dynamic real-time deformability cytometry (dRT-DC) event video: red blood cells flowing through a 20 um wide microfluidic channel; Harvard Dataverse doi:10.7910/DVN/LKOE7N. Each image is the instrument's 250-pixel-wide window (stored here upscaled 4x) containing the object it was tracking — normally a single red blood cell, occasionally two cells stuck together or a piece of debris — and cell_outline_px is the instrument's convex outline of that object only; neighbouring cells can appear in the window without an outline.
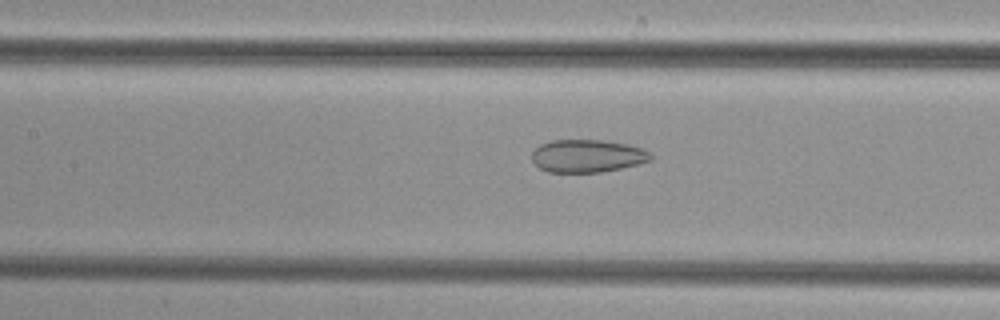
{"species": "common noctule bat (a hibernating species)", "species_latin": "Nyctalus noctula", "temperature_condition": "cold", "stored_images_in_passage": 32, "camera_frame_rate_fps": 3000, "um_per_image_px": 0.085, "animal": {"sex": "female", "body_mass_g": 29.2, "forearm_length_mm": 56.3}, "frame": {"image": 1, "passage_image": 17, "time_ms": 5.333, "image_size_px": [1000, 320], "cell_outline_px": [[652, 160], [640, 164], [600, 172], [548, 172], [540, 168], [532, 160], [532, 152], [540, 144], [552, 140], [600, 140], [628, 144], [652, 152]], "centroid_in_image_um": [49.94, 13.25], "position_along_channel_um": 157.5, "area_um2": 22.72}}
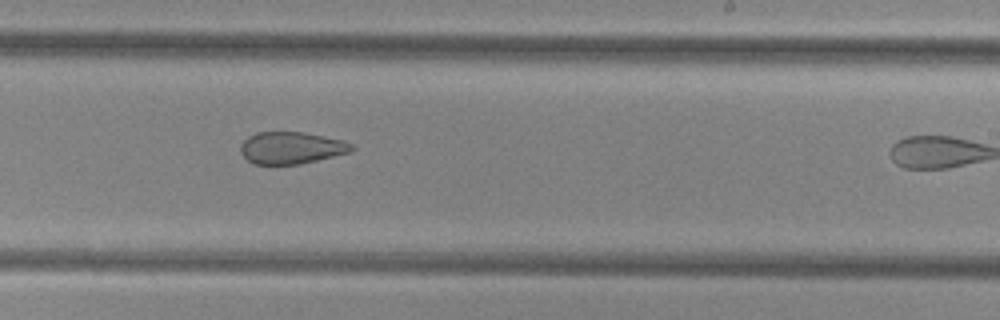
{"frame": {"image": 2, "passage_image": 25, "time_ms": 8.0, "image_size_px": [1000, 320], "cell_outline_px": [[356, 148], [352, 152], [300, 164], [252, 164], [240, 152], [240, 144], [248, 136], [256, 132], [304, 132], [344, 140], [352, 144]], "centroid_in_image_um": [24.78, 12.56], "position_along_channel_um": 264.2, "area_um2": 20.92}}
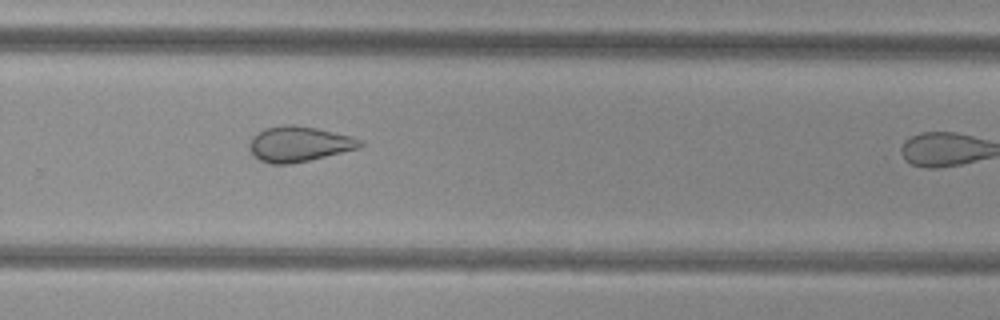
{"frame": {"image": 3, "passage_image": 28, "time_ms": 9.0, "image_size_px": [1000, 320], "cell_outline_px": [[364, 144], [360, 148], [292, 164], [272, 164], [260, 160], [252, 152], [252, 136], [264, 128], [284, 124], [296, 124], [316, 128], [352, 136], [364, 140]], "centroid_in_image_um": [25.48, 12.23], "position_along_channel_um": 304.3, "area_um2": 22.72}}